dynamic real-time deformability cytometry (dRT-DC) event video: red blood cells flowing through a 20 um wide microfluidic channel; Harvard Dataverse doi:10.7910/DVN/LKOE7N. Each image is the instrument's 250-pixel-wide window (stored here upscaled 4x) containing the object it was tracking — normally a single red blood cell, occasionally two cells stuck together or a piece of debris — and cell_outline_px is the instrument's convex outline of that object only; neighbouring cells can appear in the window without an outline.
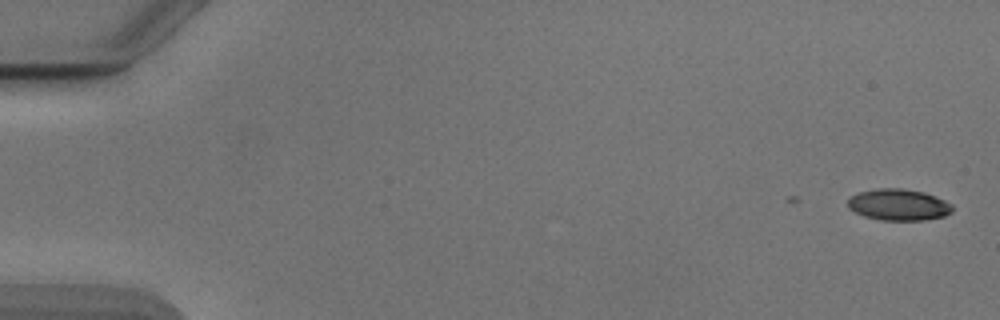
{"species": "Egyptian fruit bat (a non-hibernating species)", "species_latin": "Rousettus aegyptiacus", "temperature_condition": "cold", "stored_images_in_passage": 2, "camera_frame_rate_fps": 3000, "um_per_image_px": 0.085, "animal": {"sex": "male"}, "frame": {"image": 1, "passage_image": 2, "time_ms": 0.333, "image_size_px": [1000, 320], "cell_outline_px": [[952, 212], [944, 216], [924, 220], [880, 220], [864, 216], [848, 208], [848, 200], [852, 196], [860, 192], [880, 188], [900, 188], [924, 192], [944, 200], [952, 204]], "centroid_in_image_um": [76.39, 17.41], "position_along_channel_um": 8.6, "area_um2": 19.02}}